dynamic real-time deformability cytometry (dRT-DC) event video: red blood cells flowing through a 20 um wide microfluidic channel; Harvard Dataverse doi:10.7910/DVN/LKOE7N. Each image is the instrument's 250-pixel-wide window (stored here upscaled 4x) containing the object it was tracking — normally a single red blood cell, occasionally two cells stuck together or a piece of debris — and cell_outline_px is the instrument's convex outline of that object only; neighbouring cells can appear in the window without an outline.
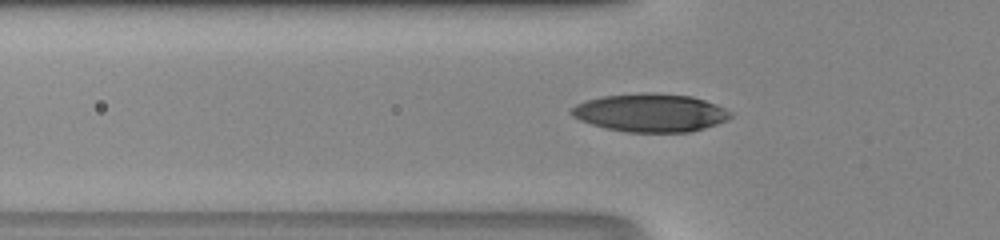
{"species": "human", "species_latin": "Homo sapiens", "temperature_condition": "room temperature", "stored_images_in_passage": 37, "camera_frame_rate_fps": 3000, "um_per_image_px": 0.085, "donor": {"sex": "male"}, "frame": {"image": 1, "passage_image": 6, "time_ms": 1.667, "image_size_px": [1000, 240], "cell_outline_px": [[732, 116], [728, 120], [692, 132], [624, 132], [592, 124], [580, 120], [572, 116], [568, 112], [576, 104], [584, 100], [600, 96], [640, 92], [652, 92], [692, 96], [716, 104], [732, 112]], "centroid_in_image_um": [55.27, 9.57], "position_along_channel_um": 70.5, "area_um2": 35.72}}
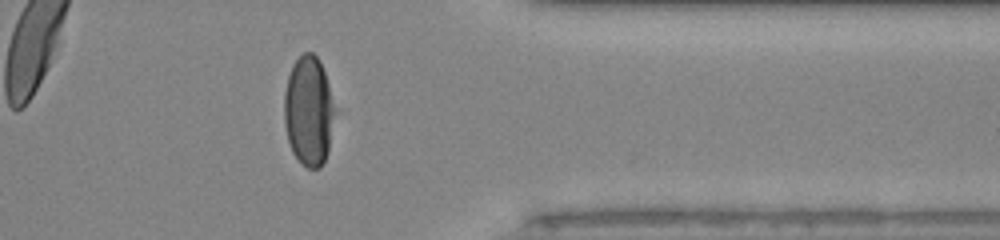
{"frame": {"image": 2, "passage_image": 28, "time_ms": 9.0, "image_size_px": [1000, 240], "cell_outline_px": [[332, 116], [328, 152], [320, 168], [308, 168], [292, 152], [288, 140], [284, 124], [284, 92], [288, 76], [292, 64], [304, 52], [312, 52], [320, 60], [328, 84], [332, 104]], "centroid_in_image_um": [26.19, 9.41], "position_along_channel_um": 385.2, "area_um2": 31.62}}
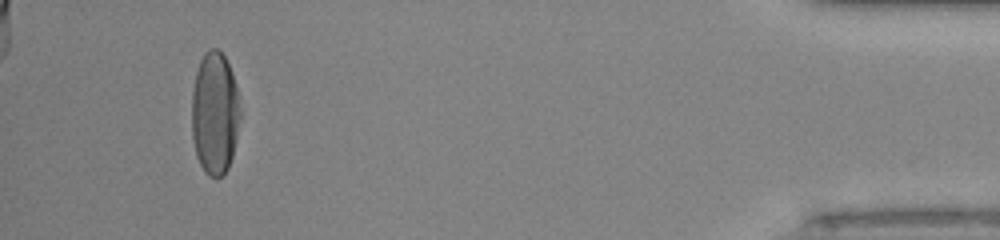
{"frame": {"image": 3, "passage_image": 34, "time_ms": 11.0, "image_size_px": [1000, 240], "cell_outline_px": [[240, 116], [232, 156], [228, 168], [220, 176], [208, 176], [204, 172], [196, 156], [192, 136], [192, 92], [196, 72], [200, 60], [204, 52], [208, 48], [216, 48], [224, 56], [232, 72], [236, 88], [240, 108]], "centroid_in_image_um": [18.24, 9.61], "position_along_channel_um": 417.0, "area_um2": 34.51}}